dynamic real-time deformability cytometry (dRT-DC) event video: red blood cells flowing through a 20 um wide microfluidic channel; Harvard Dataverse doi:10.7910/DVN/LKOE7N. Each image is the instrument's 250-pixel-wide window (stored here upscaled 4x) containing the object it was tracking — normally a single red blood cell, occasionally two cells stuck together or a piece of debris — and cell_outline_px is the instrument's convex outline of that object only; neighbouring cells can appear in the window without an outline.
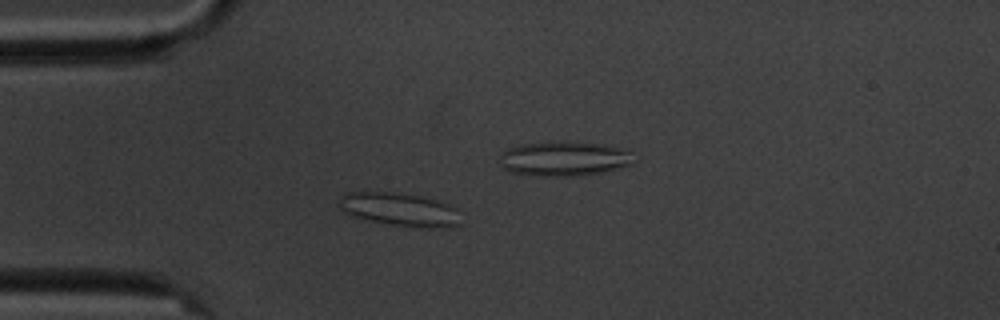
{"species": "common noctule bat (a hibernating species)", "species_latin": "Nyctalus noctula", "temperature_condition": "cold", "stored_images_in_passage": 5, "camera_frame_rate_fps": 3000, "um_per_image_px": 0.085, "animal": {"sex": "male", "body_mass_g": 20.1, "forearm_length_mm": 53.5}, "frame": {"image": 1, "passage_image": 3, "time_ms": 3.333, "image_size_px": [1000, 320], "cell_outline_px": [[460, 224], [440, 228], [420, 228], [392, 224], [368, 220], [352, 216], [340, 208], [336, 204], [340, 196], [344, 192], [388, 192], [420, 196], [436, 200], [448, 204], [456, 208]], "centroid_in_image_um": [33.92, 17.8], "position_along_channel_um": 51.1, "area_um2": 23.52}}
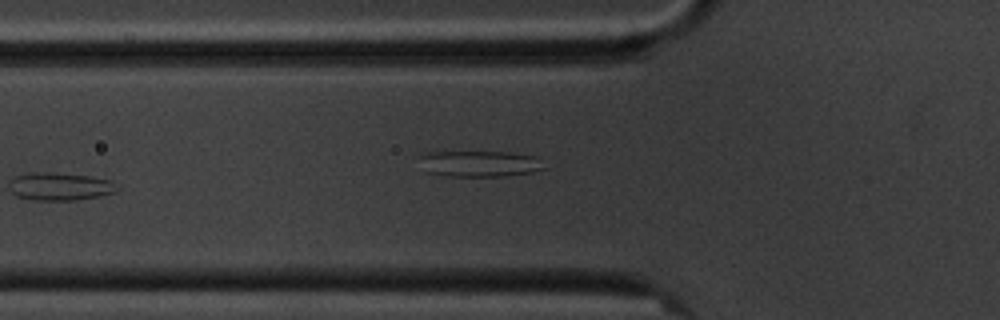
{"frame": {"image": 2, "passage_image": 5, "time_ms": 5.667, "image_size_px": [1000, 320], "cell_outline_px": [[548, 168], [532, 172], [508, 176], [448, 176], [424, 172], [420, 156], [428, 152], [512, 152], [540, 156]], "centroid_in_image_um": [40.87, 13.91], "position_along_channel_um": 84.9, "area_um2": 19.36}}